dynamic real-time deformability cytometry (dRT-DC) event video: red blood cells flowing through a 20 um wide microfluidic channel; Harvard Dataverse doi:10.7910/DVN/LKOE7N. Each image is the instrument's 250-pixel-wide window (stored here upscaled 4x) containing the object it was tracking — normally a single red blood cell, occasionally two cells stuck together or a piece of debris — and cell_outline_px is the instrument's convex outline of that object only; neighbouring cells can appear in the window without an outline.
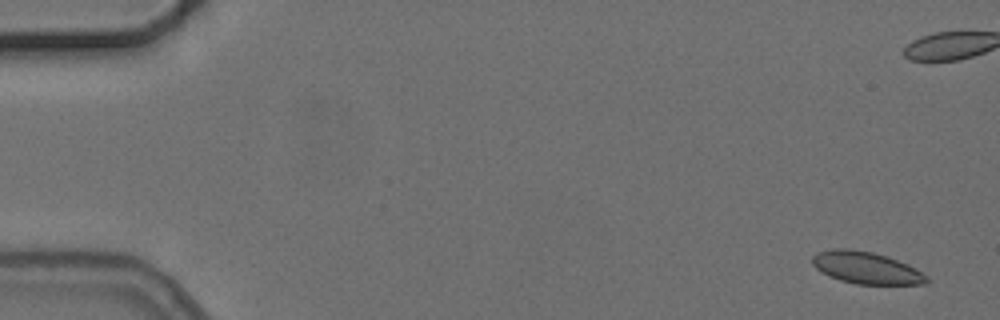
{"species": "common noctule bat (a hibernating species)", "species_latin": "Nyctalus noctula", "temperature_condition": "cold", "stored_images_in_passage": 5, "segment_of_instrument_passage": [2, 2], "camera_frame_rate_fps": 3000, "um_per_image_px": 0.085, "animal": {"sex": "female", "body_mass_g": 24.6, "forearm_length_mm": 56.2}, "frame": {"image": 1, "passage_image": 5, "time_ms": 6.333, "image_size_px": [1000, 320], "cell_outline_px": [[928, 284], [856, 284], [840, 280], [828, 276], [820, 272], [812, 264], [812, 256], [816, 252], [832, 248], [848, 248], [872, 252], [908, 264], [928, 276]], "centroid_in_image_um": [73.58, 22.76], "position_along_channel_um": 11.4, "area_um2": 21.39}}